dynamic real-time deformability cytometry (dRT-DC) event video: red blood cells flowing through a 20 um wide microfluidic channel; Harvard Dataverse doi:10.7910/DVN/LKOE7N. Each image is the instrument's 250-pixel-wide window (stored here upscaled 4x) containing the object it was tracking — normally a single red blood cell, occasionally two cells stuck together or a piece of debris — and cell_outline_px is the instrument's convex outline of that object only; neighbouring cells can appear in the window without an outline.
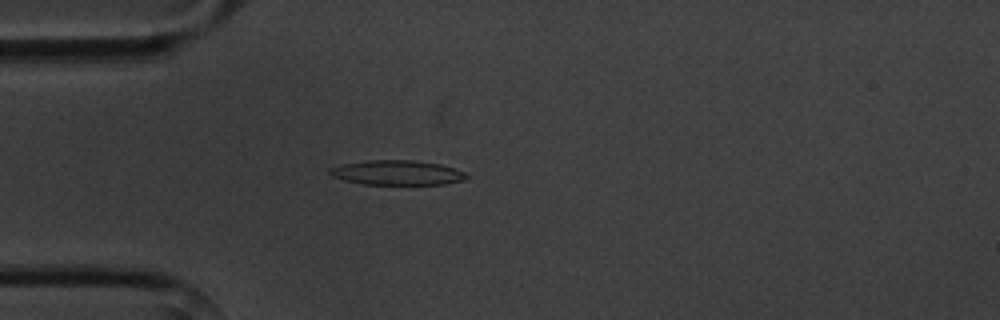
{"species": "common noctule bat (a hibernating species)", "species_latin": "Nyctalus noctula", "temperature_condition": "cold", "stored_images_in_passage": 3, "camera_frame_rate_fps": 3000, "um_per_image_px": 0.085, "animal": {"sex": "male", "body_mass_g": 20.1, "forearm_length_mm": 53.5}, "frame": {"image": 1, "passage_image": 3, "time_ms": 2.333, "image_size_px": [1000, 320], "cell_outline_px": [[468, 176], [464, 180], [444, 184], [364, 184], [344, 180], [332, 176], [328, 172], [328, 168], [344, 164], [368, 160], [412, 160], [440, 164], [464, 172]], "centroid_in_image_um": [33.73, 14.67], "position_along_channel_um": 51.3, "area_um2": 19.48}}